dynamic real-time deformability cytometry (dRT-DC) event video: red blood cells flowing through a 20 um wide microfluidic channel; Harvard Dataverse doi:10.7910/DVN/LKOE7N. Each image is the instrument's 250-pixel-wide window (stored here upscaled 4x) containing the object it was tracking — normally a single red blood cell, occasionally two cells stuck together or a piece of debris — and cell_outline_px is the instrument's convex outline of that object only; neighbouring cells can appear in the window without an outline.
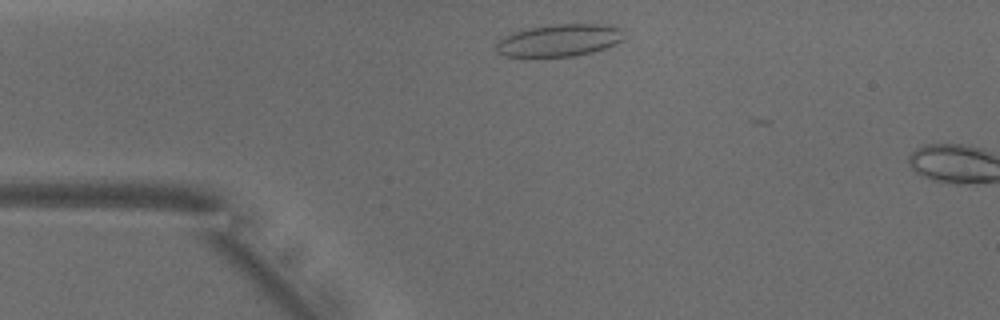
{"species": "common noctule bat (a hibernating species)", "species_latin": "Nyctalus noctula", "temperature_condition": "warm", "stored_images_in_passage": 3, "camera_frame_rate_fps": 3000, "um_per_image_px": 0.085, "animal": {"sex": "male", "body_mass_g": 18.8}, "frame": {"image": 1, "passage_image": 1, "time_ms": 0.0, "image_size_px": [1000, 320], "cell_outline_px": [[624, 40], [616, 44], [592, 52], [572, 56], [508, 56], [496, 52], [496, 44], [504, 36], [528, 28], [556, 24], [604, 24], [624, 28]], "centroid_in_image_um": [47.61, 3.41], "position_along_channel_um": 37.4, "area_um2": 23.93}}